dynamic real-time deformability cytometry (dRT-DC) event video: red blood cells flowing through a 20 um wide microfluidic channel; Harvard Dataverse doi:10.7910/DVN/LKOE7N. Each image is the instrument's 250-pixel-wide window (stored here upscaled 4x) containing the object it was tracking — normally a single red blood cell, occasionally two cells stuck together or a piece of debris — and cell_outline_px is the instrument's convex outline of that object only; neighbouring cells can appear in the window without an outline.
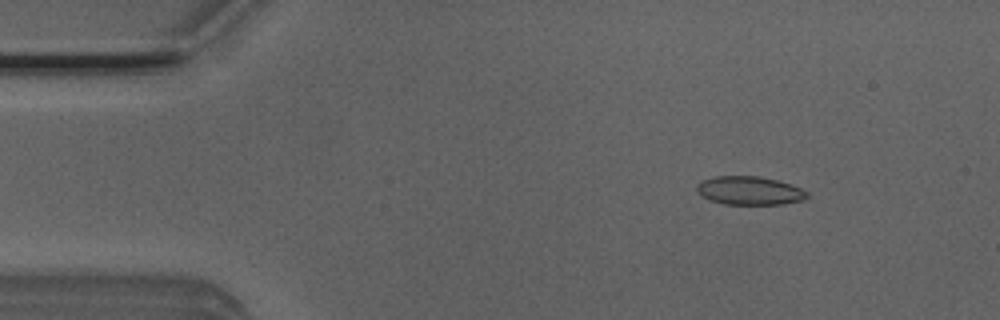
{"species": "Egyptian fruit bat (a non-hibernating species)", "species_latin": "Rousettus aegyptiacus", "temperature_condition": "room temperature", "stored_images_in_passage": 50, "camera_frame_rate_fps": 3000, "um_per_image_px": 0.085, "animal": {"sex": "male"}, "frame": {"image": 1, "passage_image": 7, "time_ms": 2.0, "image_size_px": [1000, 320], "cell_outline_px": [[808, 196], [800, 200], [780, 204], [724, 204], [708, 200], [700, 196], [696, 192], [696, 184], [704, 180], [716, 176], [760, 176], [792, 184], [808, 192]], "centroid_in_image_um": [63.65, 16.2], "position_along_channel_um": 21.3, "area_um2": 18.32}}
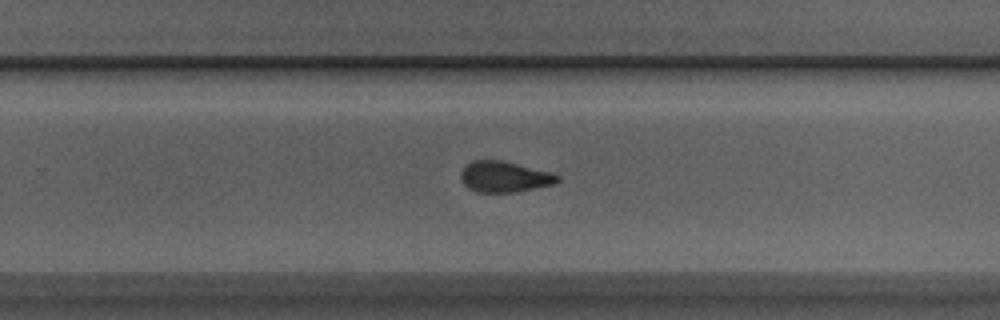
{"frame": {"image": 2, "passage_image": 33, "time_ms": 10.667, "image_size_px": [1000, 320], "cell_outline_px": [[560, 180], [556, 184], [516, 192], [476, 192], [468, 188], [464, 184], [460, 176], [460, 172], [472, 160], [504, 160], [548, 172], [560, 176]], "centroid_in_image_um": [42.88, 15.03], "position_along_channel_um": 286.9, "area_um2": 17.4}}
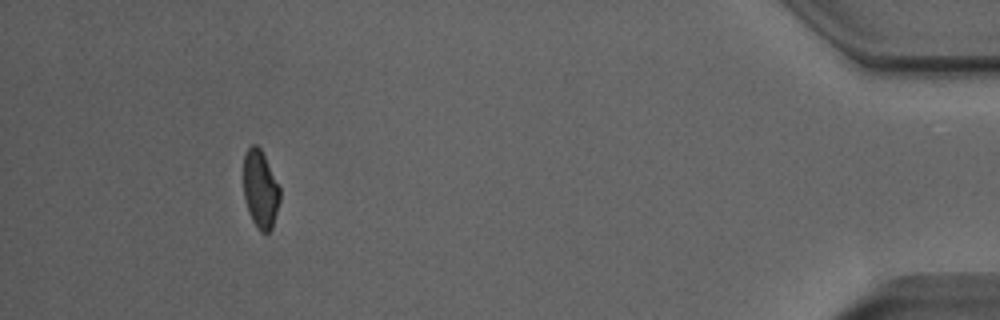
{"frame": {"image": 3, "passage_image": 48, "time_ms": 15.667, "image_size_px": [1000, 320], "cell_outline_px": [[280, 200], [272, 228], [268, 232], [260, 232], [256, 228], [248, 212], [244, 200], [244, 152], [252, 144], [256, 144], [260, 148], [280, 188]], "centroid_in_image_um": [22.12, 16.11], "position_along_channel_um": 413.1, "area_um2": 16.53}, "authors_computed_cell_mechanics": {"area_um2": 18.1203, "velocity_mm_per_s": 3.9267, "shape_relaxation_time_tau1_ms": null, "shape_relaxation_time_tau2_ms": 2.1144, "deformation_change_tau1": null, "deformation_change_tau2": 0.0793}}